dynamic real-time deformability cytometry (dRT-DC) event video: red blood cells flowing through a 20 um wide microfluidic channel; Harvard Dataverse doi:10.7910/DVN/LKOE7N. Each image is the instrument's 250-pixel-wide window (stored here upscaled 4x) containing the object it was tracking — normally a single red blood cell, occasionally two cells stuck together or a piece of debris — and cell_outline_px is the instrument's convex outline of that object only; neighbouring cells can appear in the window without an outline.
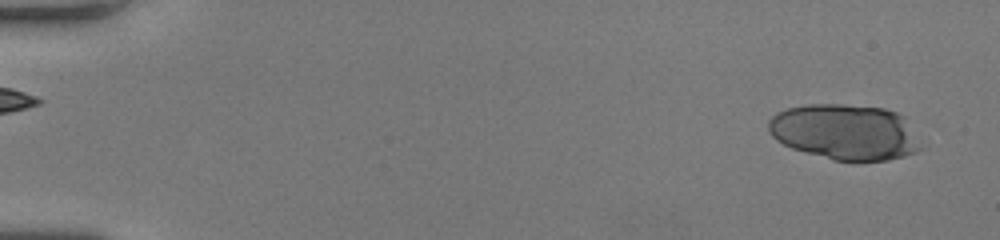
{"species": "human", "species_latin": "Homo sapiens", "temperature_condition": "room temperature", "stored_images_in_passage": 52, "camera_frame_rate_fps": 3000, "um_per_image_px": 0.085, "donor": {"sex": "female"}, "frame": {"image": 1, "passage_image": 3, "time_ms": 0.667, "image_size_px": [1000, 240], "cell_outline_px": [[924, 148], [916, 152], [904, 156], [888, 160], [832, 160], [792, 148], [776, 140], [768, 132], [768, 120], [776, 112], [788, 108], [804, 104], [840, 104], [884, 108], [896, 112], [904, 116]], "centroid_in_image_um": [71.82, 11.21], "position_along_channel_um": 13.2, "area_um2": 49.59}}
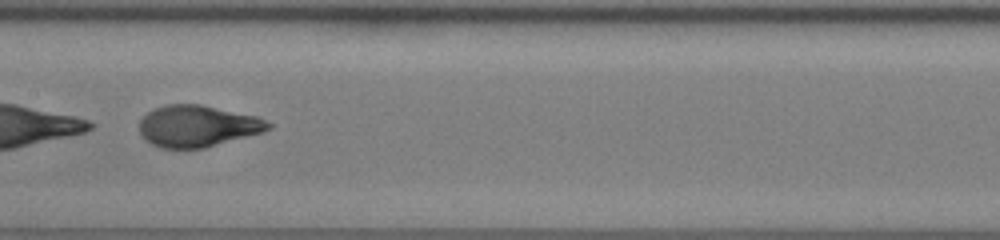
{"frame": {"image": 2, "passage_image": 29, "time_ms": 9.333, "image_size_px": [1000, 240], "cell_outline_px": [[272, 128], [264, 132], [204, 148], [160, 148], [144, 140], [140, 132], [140, 120], [148, 112], [156, 108], [168, 104], [200, 104], [256, 116], [272, 124]], "centroid_in_image_um": [16.79, 10.72], "position_along_channel_um": 190.6, "area_um2": 31.15}}
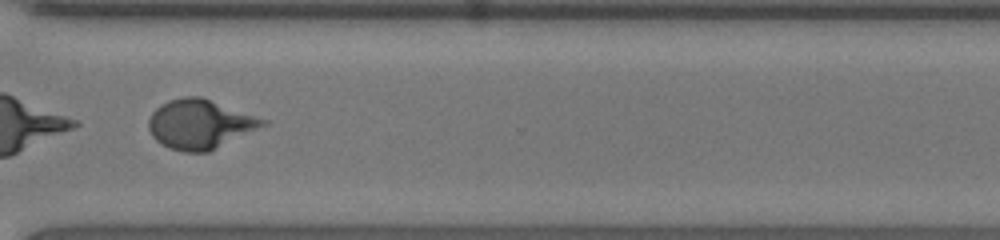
{"frame": {"image": 3, "passage_image": 41, "time_ms": 13.333, "image_size_px": [1000, 240], "cell_outline_px": [[268, 124], [208, 152], [184, 152], [168, 148], [156, 140], [152, 136], [148, 128], [148, 120], [152, 112], [160, 104], [168, 100], [184, 96], [200, 96], [268, 120]], "centroid_in_image_um": [16.97, 10.55], "position_along_channel_um": 353.6, "area_um2": 32.83}, "authors_computed_cell_mechanics": {"area_um2": 41.4715, "velocity_mm_per_s": 4.0564, "shape_relaxation_time_tau1_ms": 1.4457, "shape_relaxation_time_tau2_ms": 0.7628, "deformation_change_tau1": 0.3836, "deformation_change_tau2": 0.0699}}